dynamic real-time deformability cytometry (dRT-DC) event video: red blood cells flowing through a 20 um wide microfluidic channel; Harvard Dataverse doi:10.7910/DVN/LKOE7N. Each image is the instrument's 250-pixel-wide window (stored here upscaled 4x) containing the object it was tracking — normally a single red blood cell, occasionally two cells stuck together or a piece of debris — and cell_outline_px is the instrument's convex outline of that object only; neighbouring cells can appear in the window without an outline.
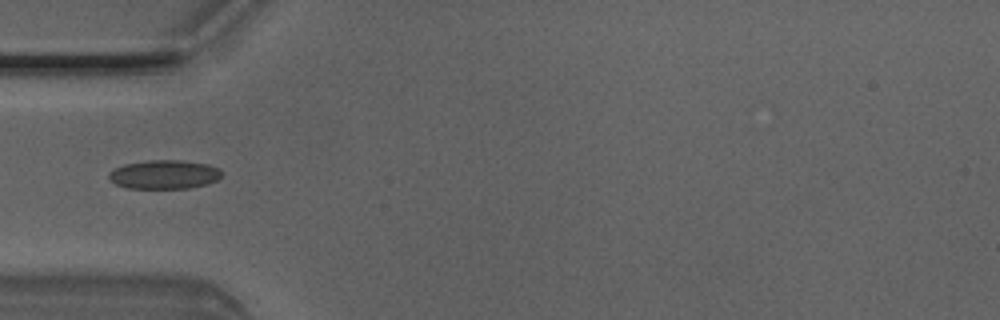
{"species": "Egyptian fruit bat (a non-hibernating species)", "species_latin": "Rousettus aegyptiacus", "temperature_condition": "room temperature", "stored_images_in_passage": 2, "camera_frame_rate_fps": 3000, "um_per_image_px": 0.085, "animal": {"sex": "male"}, "frame": {"image": 1, "passage_image": 2, "time_ms": 0.333, "image_size_px": [1000, 320], "cell_outline_px": [[220, 176], [216, 180], [208, 184], [188, 188], [128, 188], [116, 184], [108, 180], [108, 172], [112, 168], [124, 164], [148, 160], [180, 160], [208, 164], [220, 168]], "centroid_in_image_um": [13.91, 14.82], "position_along_channel_um": 71.1, "area_um2": 19.13}}